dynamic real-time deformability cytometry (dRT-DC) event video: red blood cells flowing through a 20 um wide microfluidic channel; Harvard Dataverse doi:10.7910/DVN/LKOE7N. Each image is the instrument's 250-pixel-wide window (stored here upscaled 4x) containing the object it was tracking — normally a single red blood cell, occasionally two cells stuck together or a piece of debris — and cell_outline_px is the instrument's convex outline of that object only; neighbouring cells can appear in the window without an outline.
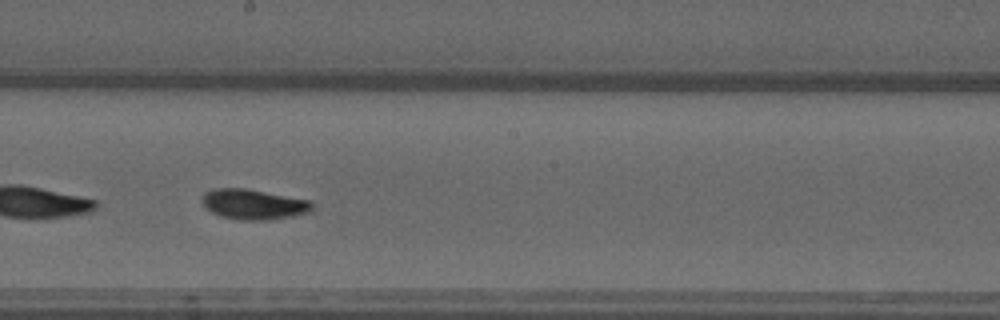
{"species": "common noctule bat (a hibernating species)", "species_latin": "Nyctalus noctula", "temperature_condition": "warm", "stored_images_in_passage": 51, "camera_frame_rate_fps": 3000, "um_per_image_px": 0.085, "animal": {"sex": "male", "forearm_length_mm": 52.5}, "frame": {"image": 1, "passage_image": 26, "time_ms": 8.333, "image_size_px": [1000, 320], "cell_outline_px": [[312, 212], [292, 216], [268, 220], [240, 220], [220, 216], [204, 208], [200, 200], [204, 192], [216, 188], [244, 188], [308, 200], [312, 204]], "centroid_in_image_um": [21.49, 17.37], "position_along_channel_um": 226.7, "area_um2": 19.42}}
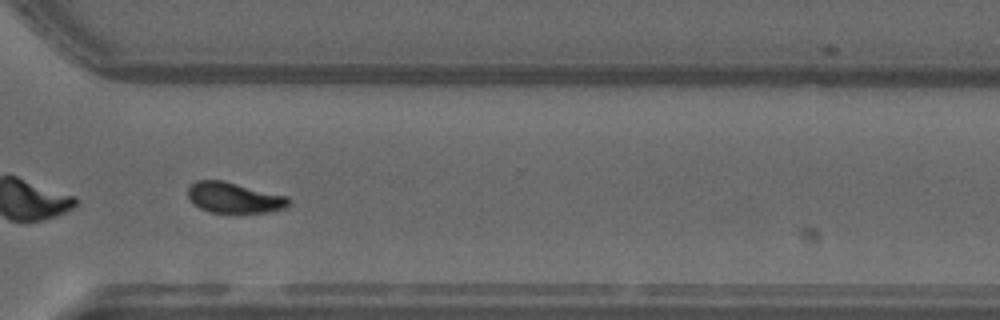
{"frame": {"image": 2, "passage_image": 36, "time_ms": 11.667, "image_size_px": [1000, 320], "cell_outline_px": [[292, 200], [288, 208], [268, 212], [212, 212], [200, 208], [188, 196], [188, 188], [196, 180], [224, 180], [288, 196]], "centroid_in_image_um": [19.98, 16.79], "position_along_channel_um": 350.6, "area_um2": 18.03}, "authors_computed_cell_mechanics": {"area_um2": 18.6694, "velocity_mm_per_s": 3.7264, "shape_relaxation_time_tau1_ms": 3.4936, "shape_relaxation_time_tau2_ms": 5.1436, "deformation_change_tau1": 0.1461, "deformation_change_tau2": 0.0811}}